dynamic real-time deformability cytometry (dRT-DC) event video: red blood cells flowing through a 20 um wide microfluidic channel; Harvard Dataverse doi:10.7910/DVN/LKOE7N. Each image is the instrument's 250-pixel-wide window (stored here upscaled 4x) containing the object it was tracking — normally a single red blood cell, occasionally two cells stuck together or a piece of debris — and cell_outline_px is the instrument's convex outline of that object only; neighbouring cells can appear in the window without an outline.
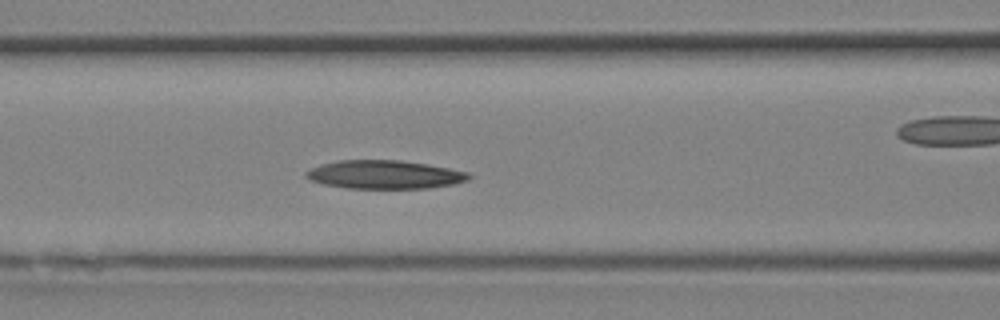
{"species": "Egyptian fruit bat (a non-hibernating species)", "species_latin": "Rousettus aegyptiacus", "temperature_condition": "room temperature", "stored_images_in_passage": 13, "camera_frame_rate_fps": 3000, "um_per_image_px": 0.085, "animal": {"sex": "female"}, "frame": {"image": 1, "passage_image": 10, "time_ms": 3.0, "image_size_px": [1000, 320], "cell_outline_px": [[472, 176], [468, 180], [452, 184], [428, 188], [348, 188], [324, 184], [312, 180], [304, 176], [304, 172], [320, 164], [340, 160], [400, 160], [428, 164], [468, 172]], "centroid_in_image_um": [32.68, 14.83], "position_along_channel_um": 133.9, "area_um2": 26.88}}